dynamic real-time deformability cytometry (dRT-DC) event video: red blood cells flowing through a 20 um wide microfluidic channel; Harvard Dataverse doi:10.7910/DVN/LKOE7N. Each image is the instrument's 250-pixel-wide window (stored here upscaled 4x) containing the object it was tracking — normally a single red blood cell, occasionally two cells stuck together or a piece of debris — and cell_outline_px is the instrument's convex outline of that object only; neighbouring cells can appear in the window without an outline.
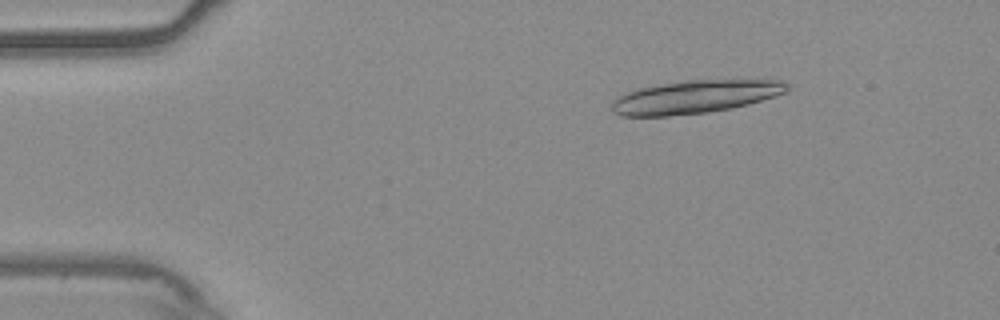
{"species": "common noctule bat (a hibernating species)", "species_latin": "Nyctalus noctula", "temperature_condition": "warm", "stored_images_in_passage": 18, "camera_frame_rate_fps": 3000, "um_per_image_px": 0.085, "animal": {"sex": "male", "body_mass_g": 20.4}, "frame": {"image": 1, "passage_image": 8, "time_ms": 2.333, "image_size_px": [1000, 320], "cell_outline_px": [[788, 92], [776, 96], [748, 104], [732, 108], [708, 112], [668, 116], [620, 116], [612, 112], [612, 100], [628, 92], [640, 88], [688, 80], [780, 80], [788, 84]], "centroid_in_image_um": [59.1, 8.24], "position_along_channel_um": 25.9, "area_um2": 33.52}}